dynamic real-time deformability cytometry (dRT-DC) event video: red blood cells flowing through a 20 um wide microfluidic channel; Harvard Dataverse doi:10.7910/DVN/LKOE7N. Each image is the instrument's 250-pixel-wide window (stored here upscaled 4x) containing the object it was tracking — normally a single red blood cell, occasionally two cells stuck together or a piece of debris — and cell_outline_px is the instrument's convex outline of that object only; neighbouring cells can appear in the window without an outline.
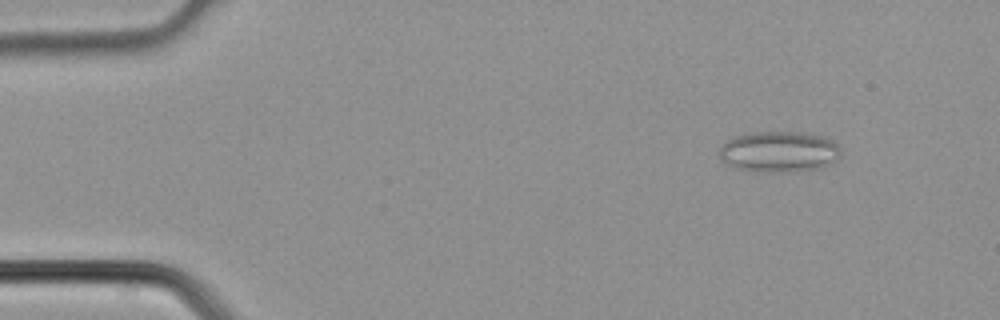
{"species": "common noctule bat (a hibernating species)", "species_latin": "Nyctalus noctula", "temperature_condition": "cold", "stored_images_in_passage": 4, "camera_frame_rate_fps": 3000, "um_per_image_px": 0.085, "animal": {"sex": "male", "body_mass_g": 21.5, "forearm_length_mm": 52.0}, "frame": {"image": 1, "passage_image": 1, "time_ms": 0.0, "image_size_px": [1000, 320], "cell_outline_px": [[840, 148], [836, 160], [820, 168], [788, 172], [756, 172], [736, 168], [728, 164], [720, 156], [720, 148], [728, 140], [736, 136], [752, 132], [800, 132], [824, 136], [832, 140]], "centroid_in_image_um": [66.22, 12.9], "position_along_channel_um": 18.8, "area_um2": 28.78}}
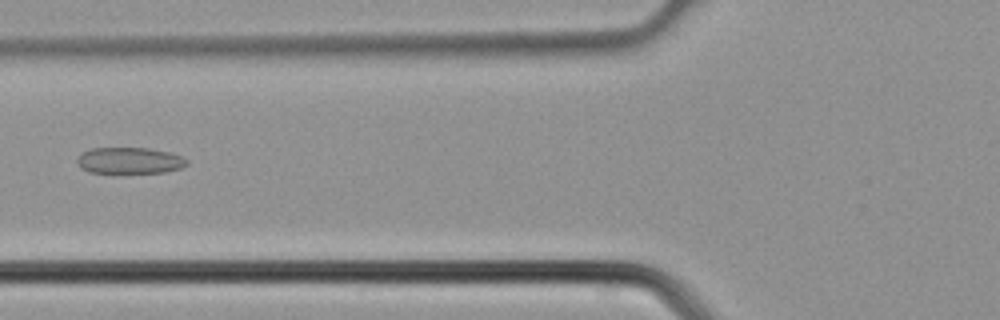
{"frame": {"image": 2, "passage_image": 4, "time_ms": 1.0, "image_size_px": [1000, 320], "cell_outline_px": [[188, 164], [180, 168], [164, 172], [88, 172], [80, 168], [76, 164], [76, 156], [80, 152], [92, 148], [148, 148], [168, 152], [180, 156], [188, 160]], "centroid_in_image_um": [10.94, 13.63], "position_along_channel_um": 114.9, "area_um2": 16.82}}